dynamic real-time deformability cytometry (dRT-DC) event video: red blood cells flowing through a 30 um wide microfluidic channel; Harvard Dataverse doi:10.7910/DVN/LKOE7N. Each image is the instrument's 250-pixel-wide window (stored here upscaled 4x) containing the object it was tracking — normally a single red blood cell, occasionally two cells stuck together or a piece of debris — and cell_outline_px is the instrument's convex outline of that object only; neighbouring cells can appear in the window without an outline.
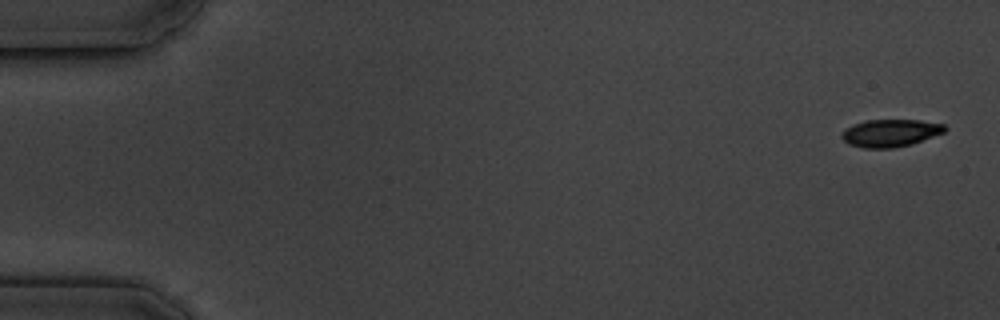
{"species": "common noctule bat (a hibernating species)", "species_latin": "Nyctalus noctula", "temperature_condition": "cold", "stored_images_in_passage": 7, "camera_frame_rate_fps": 3000, "um_per_image_px": 0.085, "animal": {"sex": "male", "body_mass_g": 19.5, "forearm_length_mm": 54.6}, "frame": {"image": 1, "passage_image": 1, "time_ms": 0.0, "image_size_px": [1000, 320], "cell_outline_px": [[948, 128], [944, 132], [912, 144], [892, 148], [864, 148], [848, 144], [840, 136], [840, 132], [844, 128], [852, 124], [864, 120], [920, 120], [944, 124]], "centroid_in_image_um": [75.64, 11.3], "position_along_channel_um": 9.4, "area_um2": 16.7}}
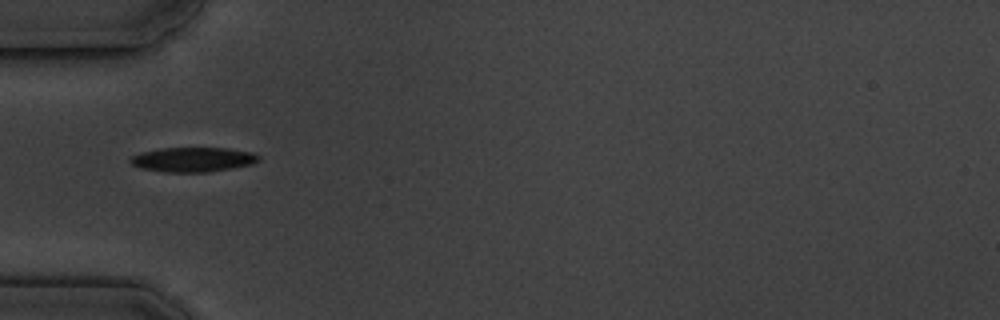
{"frame": {"image": 2, "passage_image": 5, "time_ms": 5.667, "image_size_px": [1000, 320], "cell_outline_px": [[260, 160], [252, 164], [204, 172], [164, 172], [140, 168], [132, 164], [128, 160], [132, 156], [140, 152], [160, 148], [228, 148], [252, 152], [260, 156]], "centroid_in_image_um": [16.37, 13.55], "position_along_channel_um": 68.6, "area_um2": 18.32}}